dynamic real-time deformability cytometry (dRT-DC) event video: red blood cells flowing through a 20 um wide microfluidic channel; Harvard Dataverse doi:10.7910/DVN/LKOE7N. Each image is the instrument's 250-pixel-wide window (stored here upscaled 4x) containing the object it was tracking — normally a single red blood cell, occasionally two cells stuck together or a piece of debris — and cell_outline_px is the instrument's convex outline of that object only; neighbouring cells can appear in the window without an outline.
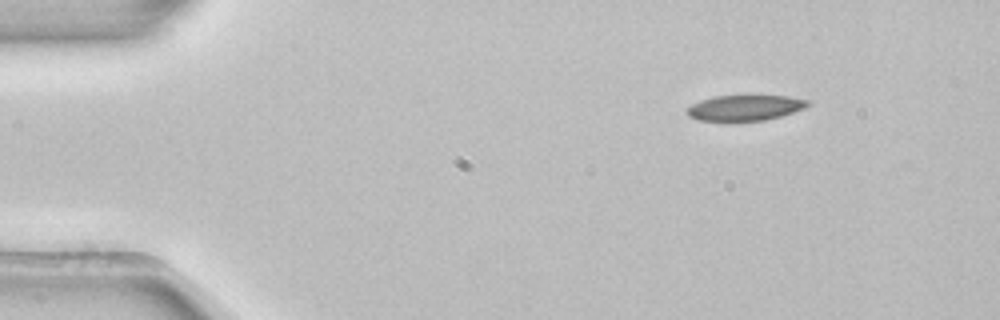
{"species": "common noctule bat (a hibernating species)", "species_latin": "Nyctalus noctula", "temperature_condition": "room temperature", "stored_images_in_passage": 3, "camera_frame_rate_fps": 3000, "um_per_image_px": 0.085, "animal": {"sex": "female", "body_mass_g": 22.7, "forearm_length_mm": 54.2}, "frame": {"image": 1, "passage_image": 1, "time_ms": 0.0, "image_size_px": [1000, 320], "cell_outline_px": [[812, 104], [804, 108], [780, 116], [764, 120], [696, 120], [688, 116], [684, 112], [692, 104], [700, 100], [712, 96], [748, 92], [788, 96], [808, 100]], "centroid_in_image_um": [63.32, 9.09], "position_along_channel_um": 21.7, "area_um2": 18.9}}
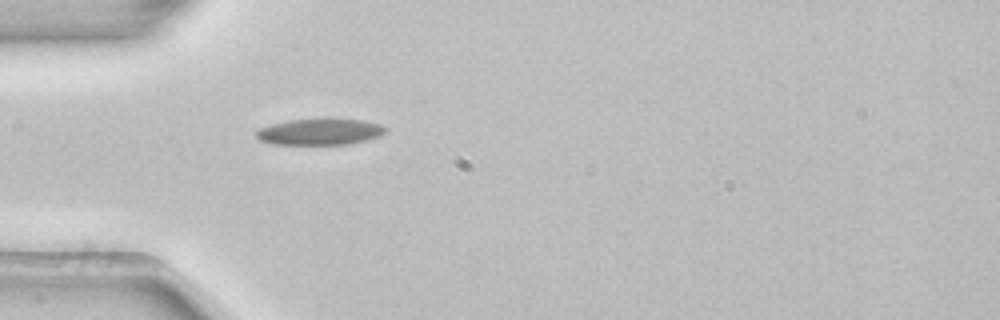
{"frame": {"image": 2, "passage_image": 3, "time_ms": 0.667, "image_size_px": [1000, 320], "cell_outline_px": [[388, 128], [380, 136], [364, 140], [344, 144], [272, 144], [260, 140], [256, 136], [256, 132], [260, 128], [272, 124], [288, 120], [364, 120], [380, 124]], "centroid_in_image_um": [27.18, 11.21], "position_along_channel_um": 57.8, "area_um2": 19.25}}